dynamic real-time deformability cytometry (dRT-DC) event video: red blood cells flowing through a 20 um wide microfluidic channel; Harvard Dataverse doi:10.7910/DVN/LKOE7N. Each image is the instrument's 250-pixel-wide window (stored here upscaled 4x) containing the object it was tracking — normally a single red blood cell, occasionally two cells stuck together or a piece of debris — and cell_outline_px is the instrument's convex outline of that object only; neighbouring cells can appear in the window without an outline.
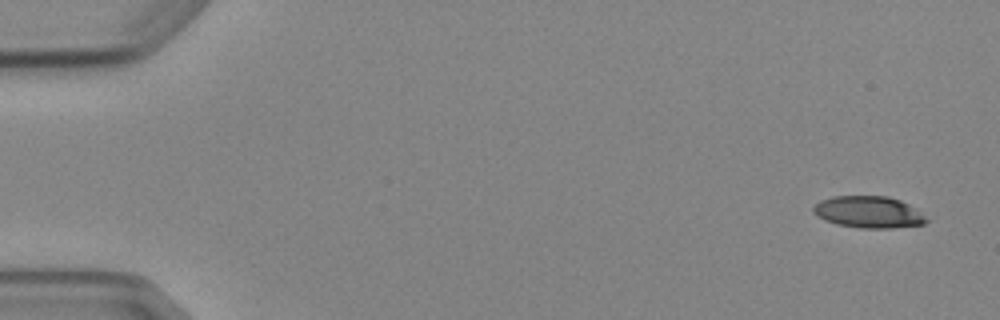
{"species": "Egyptian fruit bat (a non-hibernating species)", "species_latin": "Rousettus aegyptiacus", "temperature_condition": "cold", "stored_images_in_passage": 4, "camera_frame_rate_fps": 3000, "um_per_image_px": 0.085, "animal": {"sex": "female"}, "frame": {"image": 1, "passage_image": 1, "time_ms": 0.0, "image_size_px": [1000, 320], "cell_outline_px": [[928, 220], [924, 224], [892, 228], [860, 228], [836, 224], [824, 220], [816, 216], [812, 212], [812, 208], [820, 200], [832, 196], [888, 196], [900, 200], [908, 204], [920, 212]], "centroid_in_image_um": [73.79, 18.02], "position_along_channel_um": 11.2, "area_um2": 20.98}}
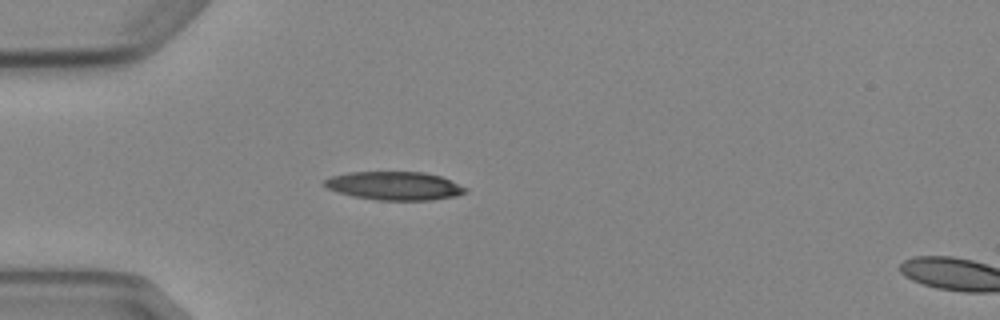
{"frame": {"image": 2, "passage_image": 4, "time_ms": 4.333, "image_size_px": [1000, 320], "cell_outline_px": [[468, 192], [456, 196], [432, 200], [376, 200], [352, 196], [328, 188], [320, 184], [324, 180], [332, 176], [348, 172], [424, 172], [440, 176], [468, 188]], "centroid_in_image_um": [33.53, 15.79], "position_along_channel_um": 51.5, "area_um2": 23.41}}